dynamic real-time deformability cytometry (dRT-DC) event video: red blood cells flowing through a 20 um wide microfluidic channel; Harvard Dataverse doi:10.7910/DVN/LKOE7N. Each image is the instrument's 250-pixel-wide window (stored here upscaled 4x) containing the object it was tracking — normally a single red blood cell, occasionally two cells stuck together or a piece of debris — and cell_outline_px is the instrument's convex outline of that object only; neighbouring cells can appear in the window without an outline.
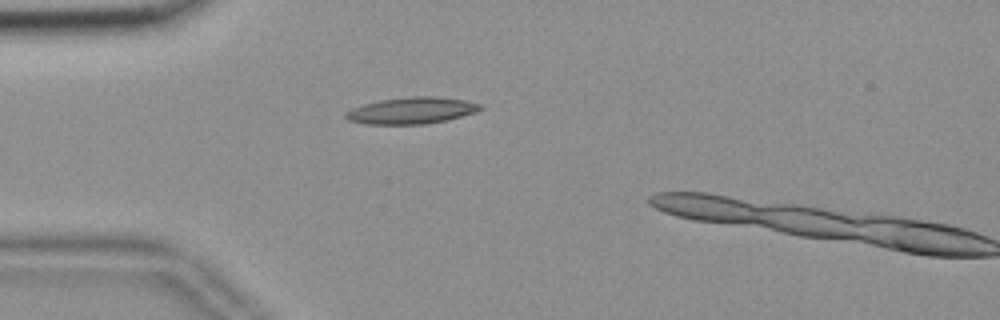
{"species": "common noctule bat (a hibernating species)", "species_latin": "Nyctalus noctula", "temperature_condition": "room temperature", "stored_images_in_passage": 3, "camera_frame_rate_fps": 3000, "um_per_image_px": 0.085, "animal": {"sex": "female", "body_mass_g": 18.4}, "frame": {"image": 1, "passage_image": 1, "time_ms": 0.0, "image_size_px": [1000, 320], "cell_outline_px": [[484, 108], [476, 112], [444, 120], [424, 124], [364, 124], [348, 120], [344, 116], [344, 112], [352, 108], [364, 104], [380, 100], [408, 96], [436, 96], [464, 100], [480, 104]], "centroid_in_image_um": [34.95, 9.39], "position_along_channel_um": 50.1, "area_um2": 20.81}}